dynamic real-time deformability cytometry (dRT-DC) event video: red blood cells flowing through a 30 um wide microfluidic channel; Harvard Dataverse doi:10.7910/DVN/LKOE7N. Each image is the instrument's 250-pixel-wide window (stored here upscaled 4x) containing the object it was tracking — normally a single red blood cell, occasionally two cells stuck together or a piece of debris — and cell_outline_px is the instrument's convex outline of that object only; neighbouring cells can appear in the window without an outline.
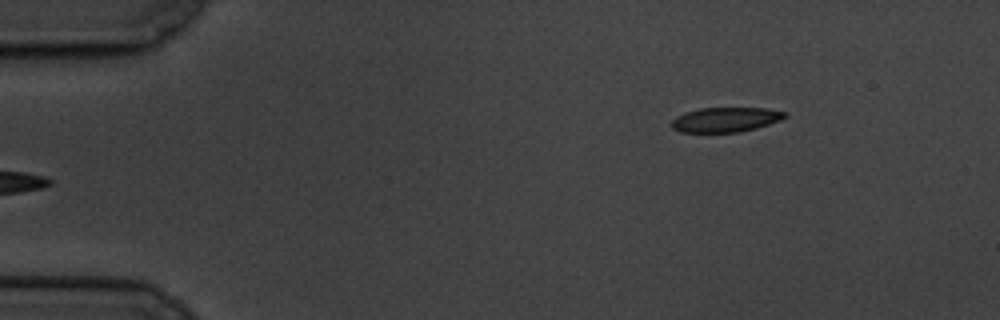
{"species": "common noctule bat (a hibernating species)", "species_latin": "Nyctalus noctula", "temperature_condition": "cold", "stored_images_in_passage": 7, "segment_of_instrument_passage": [2, 2], "camera_frame_rate_fps": 3000, "um_per_image_px": 0.085, "animal": {"sex": "male", "body_mass_g": 19.5, "forearm_length_mm": 54.6}, "frame": {"image": 1, "passage_image": 7, "time_ms": 7.0, "image_size_px": [1000, 320], "cell_outline_px": [[788, 116], [780, 120], [756, 128], [740, 132], [680, 132], [672, 128], [672, 120], [676, 116], [684, 112], [700, 108], [768, 108], [788, 112]], "centroid_in_image_um": [61.69, 10.16], "position_along_channel_um": 23.3, "area_um2": 16.42}}